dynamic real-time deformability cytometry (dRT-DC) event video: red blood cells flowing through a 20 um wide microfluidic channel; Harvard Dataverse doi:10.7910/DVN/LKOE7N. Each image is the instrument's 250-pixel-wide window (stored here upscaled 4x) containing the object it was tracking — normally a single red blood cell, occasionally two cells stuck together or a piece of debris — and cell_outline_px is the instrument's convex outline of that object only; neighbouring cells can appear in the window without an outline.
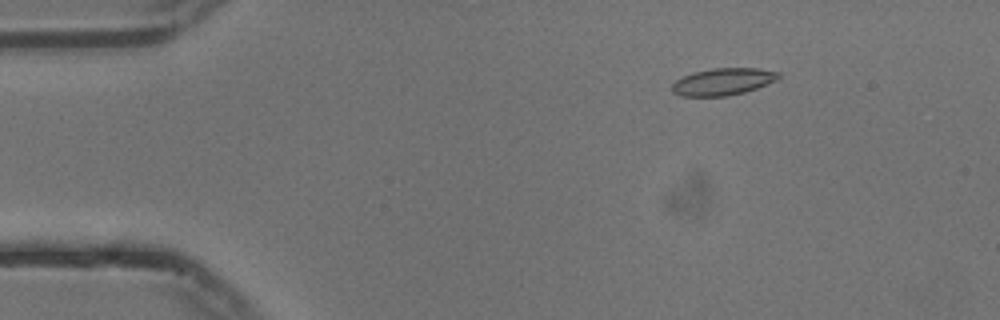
{"species": "common noctule bat (a hibernating species)", "species_latin": "Nyctalus noctula", "temperature_condition": "cold", "stored_images_in_passage": 13, "camera_frame_rate_fps": 3000, "um_per_image_px": 0.085, "animal": {"sex": "male", "body_mass_g": 13.3}, "frame": {"image": 1, "passage_image": 4, "time_ms": 1.0, "image_size_px": [1000, 320], "cell_outline_px": [[780, 76], [776, 80], [756, 88], [744, 92], [724, 96], [680, 96], [672, 92], [672, 84], [676, 80], [692, 72], [712, 68], [756, 68], [780, 72]], "centroid_in_image_um": [61.43, 6.93], "position_along_channel_um": 23.6, "area_um2": 16.7}}